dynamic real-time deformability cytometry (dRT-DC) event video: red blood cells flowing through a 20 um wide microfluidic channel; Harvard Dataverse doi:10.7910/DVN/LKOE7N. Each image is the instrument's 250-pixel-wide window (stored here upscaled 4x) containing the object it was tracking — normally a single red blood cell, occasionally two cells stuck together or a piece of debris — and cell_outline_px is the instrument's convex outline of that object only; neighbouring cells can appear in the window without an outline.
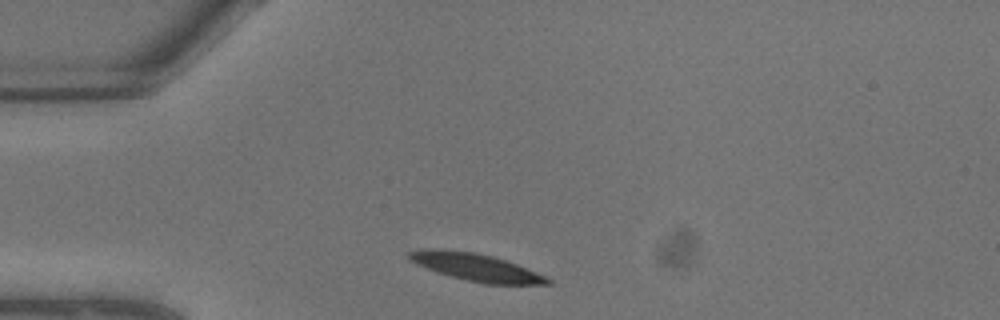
{"species": "common noctule bat (a hibernating species)", "species_latin": "Nyctalus noctula", "temperature_condition": "warm", "stored_images_in_passage": 2, "camera_frame_rate_fps": 3000, "um_per_image_px": 0.085, "animal": {"sex": "male", "body_mass_g": 13.3}, "frame": {"image": 1, "passage_image": 1, "time_ms": 0.0, "image_size_px": [1000, 320], "cell_outline_px": [[552, 284], [484, 284], [452, 276], [416, 264], [408, 260], [408, 252], [424, 248], [440, 248], [476, 252], [492, 256], [516, 264], [548, 276], [552, 280]], "centroid_in_image_um": [40.47, 22.7], "position_along_channel_um": 44.5, "area_um2": 22.14}}